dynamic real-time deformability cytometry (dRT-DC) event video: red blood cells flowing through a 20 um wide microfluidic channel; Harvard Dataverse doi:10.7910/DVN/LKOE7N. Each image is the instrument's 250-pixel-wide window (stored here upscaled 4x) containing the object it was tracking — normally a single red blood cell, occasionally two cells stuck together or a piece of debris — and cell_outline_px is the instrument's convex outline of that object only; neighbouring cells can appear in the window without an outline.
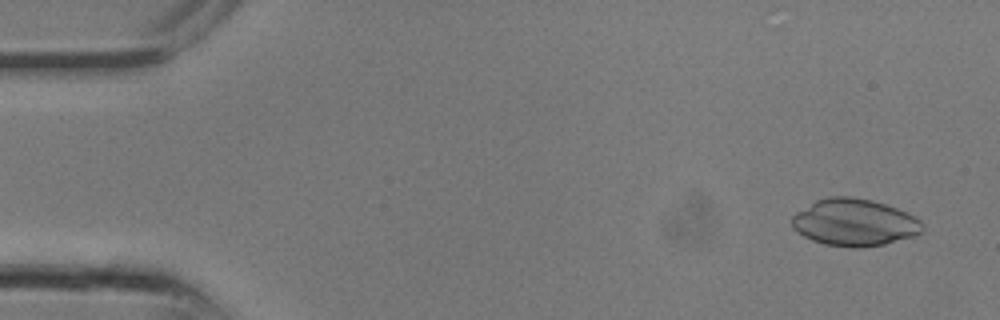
{"species": "common noctule bat (a hibernating species)", "species_latin": "Nyctalus noctula", "temperature_condition": "room temperature", "stored_images_in_passage": 9, "camera_frame_rate_fps": 3000, "um_per_image_px": 0.085, "animal": {"sex": "male", "body_mass_g": 13.3}, "frame": {"image": 1, "passage_image": 1, "time_ms": 0.0, "image_size_px": [1000, 320], "cell_outline_px": [[924, 232], [916, 236], [884, 244], [860, 248], [852, 248], [824, 244], [812, 240], [804, 236], [792, 228], [792, 216], [796, 212], [816, 200], [828, 196], [848, 196], [872, 200], [896, 208], [920, 220], [924, 224]], "centroid_in_image_um": [72.63, 18.92], "position_along_channel_um": 12.4, "area_um2": 35.95}}